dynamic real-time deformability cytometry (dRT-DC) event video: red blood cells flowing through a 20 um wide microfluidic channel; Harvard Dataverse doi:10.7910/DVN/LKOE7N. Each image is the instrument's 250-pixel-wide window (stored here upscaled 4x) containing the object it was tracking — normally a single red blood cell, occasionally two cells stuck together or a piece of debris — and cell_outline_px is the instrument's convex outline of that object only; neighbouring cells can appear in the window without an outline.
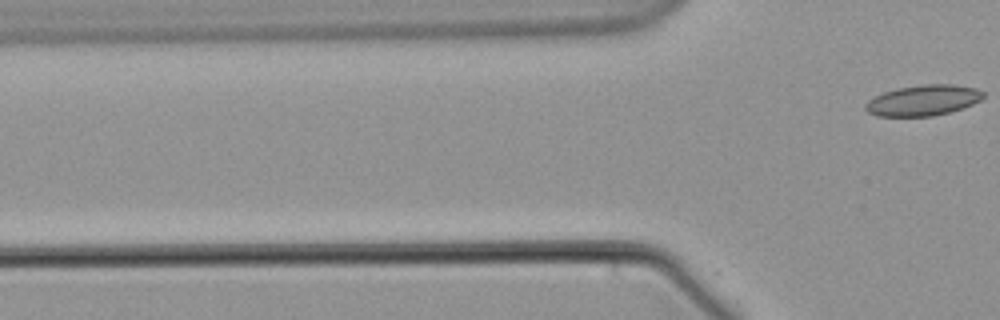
{"species": "common noctule bat (a hibernating species)", "species_latin": "Nyctalus noctula", "temperature_condition": "warm", "stored_images_in_passage": 5, "camera_frame_rate_fps": 3000, "um_per_image_px": 0.085, "animal": {"sex": "male", "body_mass_g": 21.5, "forearm_length_mm": 52.0}, "frame": {"image": 1, "passage_image": 5, "time_ms": 1.333, "image_size_px": [1000, 320], "cell_outline_px": [[984, 96], [980, 100], [964, 108], [932, 116], [876, 116], [868, 112], [864, 108], [864, 104], [868, 100], [884, 92], [900, 88], [924, 84], [956, 84], [976, 88], [984, 92]], "centroid_in_image_um": [78.48, 8.53], "position_along_channel_um": 47.3, "area_um2": 21.04}}